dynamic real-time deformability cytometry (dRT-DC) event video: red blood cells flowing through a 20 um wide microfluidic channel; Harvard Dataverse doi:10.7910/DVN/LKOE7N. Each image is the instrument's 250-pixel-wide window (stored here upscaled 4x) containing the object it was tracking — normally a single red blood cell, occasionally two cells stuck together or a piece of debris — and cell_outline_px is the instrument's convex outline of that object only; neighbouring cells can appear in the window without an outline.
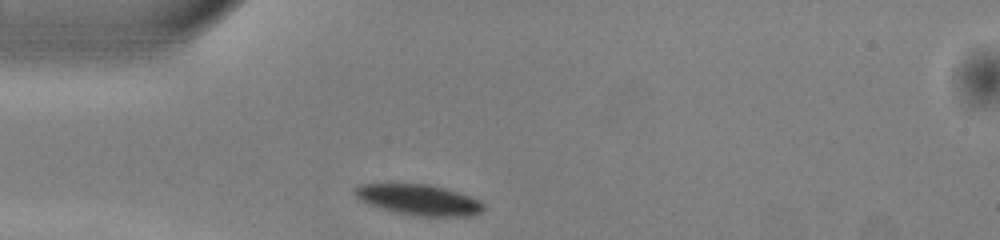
{"species": "common noctule bat (a hibernating species)", "species_latin": "Nyctalus noctula", "temperature_condition": "warm", "stored_images_in_passage": 38, "camera_frame_rate_fps": 3000, "um_per_image_px": 0.085, "animal": {"sex": "male", "body_mass_g": 13.0, "forearm_length_mm": 53.1}, "frame": {"image": 1, "passage_image": 1, "time_ms": 0.0, "image_size_px": [1000, 240], "cell_outline_px": [[484, 212], [468, 216], [420, 216], [396, 212], [380, 208], [368, 204], [360, 200], [352, 192], [352, 188], [360, 184], [428, 184], [444, 188], [480, 200], [484, 204]], "centroid_in_image_um": [35.57, 16.98], "position_along_channel_um": 49.4, "area_um2": 22.95}}
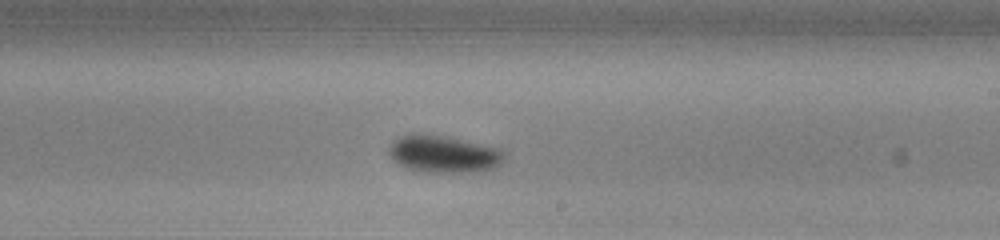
{"frame": {"image": 2, "passage_image": 17, "time_ms": 5.333, "image_size_px": [1000, 240], "cell_outline_px": [[508, 152], [504, 160], [496, 168], [472, 172], [420, 172], [404, 168], [392, 160], [388, 152], [388, 148], [392, 140], [400, 136], [444, 136], [500, 148]], "centroid_in_image_um": [37.74, 13.14], "position_along_channel_um": 251.3, "area_um2": 24.97}}
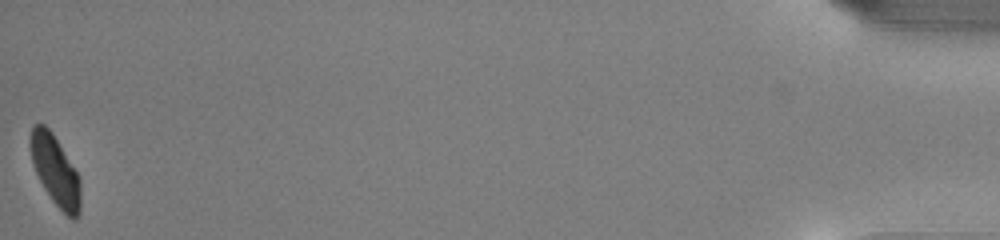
{"frame": {"image": 3, "passage_image": 38, "time_ms": 12.333, "image_size_px": [1000, 240], "cell_outline_px": [[80, 212], [76, 220], [72, 220], [52, 200], [44, 188], [32, 164], [28, 140], [32, 128], [36, 124], [44, 124], [52, 132], [80, 176]], "centroid_in_image_um": [4.7, 14.49], "position_along_channel_um": 430.5, "area_um2": 20.58}, "authors_computed_cell_mechanics": {"area_um2": 23.12, "velocity_mm_per_s": 4.0226, "shape_relaxation_time_tau1_ms": 2.0428, "shape_relaxation_time_tau2_ms": null, "deformation_change_tau1": 0.1018, "deformation_change_tau2": null}}